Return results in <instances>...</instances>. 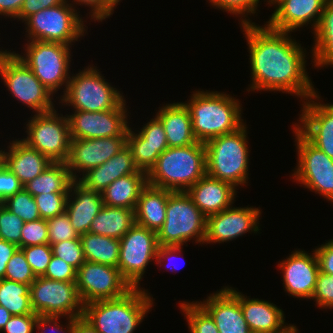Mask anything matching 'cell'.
<instances>
[{"instance_id": "6da1fadb", "label": "cell", "mask_w": 333, "mask_h": 333, "mask_svg": "<svg viewBox=\"0 0 333 333\" xmlns=\"http://www.w3.org/2000/svg\"><path fill=\"white\" fill-rule=\"evenodd\" d=\"M262 26L256 23L241 26L250 54L252 82L247 91H281L296 95L300 101L307 100L317 91L307 75L306 49L292 40L291 32L274 30L267 24Z\"/></svg>"}, {"instance_id": "7a4b0ae2", "label": "cell", "mask_w": 333, "mask_h": 333, "mask_svg": "<svg viewBox=\"0 0 333 333\" xmlns=\"http://www.w3.org/2000/svg\"><path fill=\"white\" fill-rule=\"evenodd\" d=\"M185 104L191 114L193 134L198 142L204 144L246 124L239 99L224 92L193 91Z\"/></svg>"}, {"instance_id": "3957f363", "label": "cell", "mask_w": 333, "mask_h": 333, "mask_svg": "<svg viewBox=\"0 0 333 333\" xmlns=\"http://www.w3.org/2000/svg\"><path fill=\"white\" fill-rule=\"evenodd\" d=\"M143 288L125 295L84 305L83 317L98 333H134L153 306V296Z\"/></svg>"}, {"instance_id": "277c9868", "label": "cell", "mask_w": 333, "mask_h": 333, "mask_svg": "<svg viewBox=\"0 0 333 333\" xmlns=\"http://www.w3.org/2000/svg\"><path fill=\"white\" fill-rule=\"evenodd\" d=\"M206 174L205 144L197 142L164 150L147 173V183L173 192H186Z\"/></svg>"}, {"instance_id": "5b68a950", "label": "cell", "mask_w": 333, "mask_h": 333, "mask_svg": "<svg viewBox=\"0 0 333 333\" xmlns=\"http://www.w3.org/2000/svg\"><path fill=\"white\" fill-rule=\"evenodd\" d=\"M247 126L205 143L206 173L235 188L248 183L249 147Z\"/></svg>"}, {"instance_id": "8992f818", "label": "cell", "mask_w": 333, "mask_h": 333, "mask_svg": "<svg viewBox=\"0 0 333 333\" xmlns=\"http://www.w3.org/2000/svg\"><path fill=\"white\" fill-rule=\"evenodd\" d=\"M96 66L93 65L69 78L65 93L60 99L64 106H72L73 111L98 112L116 109L125 99L108 83Z\"/></svg>"}, {"instance_id": "52a82bcc", "label": "cell", "mask_w": 333, "mask_h": 333, "mask_svg": "<svg viewBox=\"0 0 333 333\" xmlns=\"http://www.w3.org/2000/svg\"><path fill=\"white\" fill-rule=\"evenodd\" d=\"M206 218L186 192H172L165 222L157 232L159 246H183L192 239L204 244Z\"/></svg>"}, {"instance_id": "ba28073f", "label": "cell", "mask_w": 333, "mask_h": 333, "mask_svg": "<svg viewBox=\"0 0 333 333\" xmlns=\"http://www.w3.org/2000/svg\"><path fill=\"white\" fill-rule=\"evenodd\" d=\"M79 13L68 0H65L55 7L40 10L29 16L24 21L27 25L25 32L28 41L59 42L72 46L71 43L78 41L87 31Z\"/></svg>"}, {"instance_id": "9c48e42d", "label": "cell", "mask_w": 333, "mask_h": 333, "mask_svg": "<svg viewBox=\"0 0 333 333\" xmlns=\"http://www.w3.org/2000/svg\"><path fill=\"white\" fill-rule=\"evenodd\" d=\"M25 53H16L25 64L33 71V74L52 93L63 89L64 93L71 77L70 45L59 42L27 41Z\"/></svg>"}, {"instance_id": "30bf717a", "label": "cell", "mask_w": 333, "mask_h": 333, "mask_svg": "<svg viewBox=\"0 0 333 333\" xmlns=\"http://www.w3.org/2000/svg\"><path fill=\"white\" fill-rule=\"evenodd\" d=\"M26 124L27 138L21 139L52 162H66L70 151V130L67 116L53 111L34 113Z\"/></svg>"}, {"instance_id": "8fae6325", "label": "cell", "mask_w": 333, "mask_h": 333, "mask_svg": "<svg viewBox=\"0 0 333 333\" xmlns=\"http://www.w3.org/2000/svg\"><path fill=\"white\" fill-rule=\"evenodd\" d=\"M297 166L292 178L333 203V159L313 145L295 126Z\"/></svg>"}, {"instance_id": "7c38bea8", "label": "cell", "mask_w": 333, "mask_h": 333, "mask_svg": "<svg viewBox=\"0 0 333 333\" xmlns=\"http://www.w3.org/2000/svg\"><path fill=\"white\" fill-rule=\"evenodd\" d=\"M4 86L18 101L32 112L45 113L54 110L53 94L33 74V71L13 51L0 66Z\"/></svg>"}, {"instance_id": "4fadbf2b", "label": "cell", "mask_w": 333, "mask_h": 333, "mask_svg": "<svg viewBox=\"0 0 333 333\" xmlns=\"http://www.w3.org/2000/svg\"><path fill=\"white\" fill-rule=\"evenodd\" d=\"M30 299L37 315L79 318L84 313V304L78 294L76 282L37 276L30 285Z\"/></svg>"}, {"instance_id": "5bb4252c", "label": "cell", "mask_w": 333, "mask_h": 333, "mask_svg": "<svg viewBox=\"0 0 333 333\" xmlns=\"http://www.w3.org/2000/svg\"><path fill=\"white\" fill-rule=\"evenodd\" d=\"M157 233L134 224L120 239L118 269L132 288H139L147 265L158 252Z\"/></svg>"}, {"instance_id": "9a60e30c", "label": "cell", "mask_w": 333, "mask_h": 333, "mask_svg": "<svg viewBox=\"0 0 333 333\" xmlns=\"http://www.w3.org/2000/svg\"><path fill=\"white\" fill-rule=\"evenodd\" d=\"M76 286L82 303L115 299L132 289L118 267L85 261L76 273Z\"/></svg>"}, {"instance_id": "2e32d148", "label": "cell", "mask_w": 333, "mask_h": 333, "mask_svg": "<svg viewBox=\"0 0 333 333\" xmlns=\"http://www.w3.org/2000/svg\"><path fill=\"white\" fill-rule=\"evenodd\" d=\"M124 100L116 109L87 112L75 111L66 114L71 139H93L127 136L128 116Z\"/></svg>"}, {"instance_id": "e0dca14e", "label": "cell", "mask_w": 333, "mask_h": 333, "mask_svg": "<svg viewBox=\"0 0 333 333\" xmlns=\"http://www.w3.org/2000/svg\"><path fill=\"white\" fill-rule=\"evenodd\" d=\"M261 209L258 207H233L206 218L204 243L232 241L247 232L257 233ZM251 230V231H250Z\"/></svg>"}, {"instance_id": "ac0fdd59", "label": "cell", "mask_w": 333, "mask_h": 333, "mask_svg": "<svg viewBox=\"0 0 333 333\" xmlns=\"http://www.w3.org/2000/svg\"><path fill=\"white\" fill-rule=\"evenodd\" d=\"M127 145V136L71 139L67 168L74 180L78 174L102 165ZM78 173V174H77Z\"/></svg>"}, {"instance_id": "d6986e66", "label": "cell", "mask_w": 333, "mask_h": 333, "mask_svg": "<svg viewBox=\"0 0 333 333\" xmlns=\"http://www.w3.org/2000/svg\"><path fill=\"white\" fill-rule=\"evenodd\" d=\"M319 96L316 92L306 101H302L304 103L299 122L293 126L313 145L333 159V104L320 103Z\"/></svg>"}, {"instance_id": "ffe728a7", "label": "cell", "mask_w": 333, "mask_h": 333, "mask_svg": "<svg viewBox=\"0 0 333 333\" xmlns=\"http://www.w3.org/2000/svg\"><path fill=\"white\" fill-rule=\"evenodd\" d=\"M278 267L283 274V287L295 298H312L320 272L315 251L310 255L305 250L292 251L288 258L280 261Z\"/></svg>"}, {"instance_id": "44dd1931", "label": "cell", "mask_w": 333, "mask_h": 333, "mask_svg": "<svg viewBox=\"0 0 333 333\" xmlns=\"http://www.w3.org/2000/svg\"><path fill=\"white\" fill-rule=\"evenodd\" d=\"M326 0H270L274 5L267 25L278 31L293 32L312 24L314 31L319 23ZM313 22V23H312Z\"/></svg>"}, {"instance_id": "7402d4cb", "label": "cell", "mask_w": 333, "mask_h": 333, "mask_svg": "<svg viewBox=\"0 0 333 333\" xmlns=\"http://www.w3.org/2000/svg\"><path fill=\"white\" fill-rule=\"evenodd\" d=\"M213 318L219 333H251L239 302V291L226 286L198 302Z\"/></svg>"}, {"instance_id": "603a6c76", "label": "cell", "mask_w": 333, "mask_h": 333, "mask_svg": "<svg viewBox=\"0 0 333 333\" xmlns=\"http://www.w3.org/2000/svg\"><path fill=\"white\" fill-rule=\"evenodd\" d=\"M7 148L9 149L7 152L0 150V161L19 179L23 186L53 163L37 149L31 148L19 139L10 142Z\"/></svg>"}, {"instance_id": "cb8c5ba5", "label": "cell", "mask_w": 333, "mask_h": 333, "mask_svg": "<svg viewBox=\"0 0 333 333\" xmlns=\"http://www.w3.org/2000/svg\"><path fill=\"white\" fill-rule=\"evenodd\" d=\"M236 190L231 184L206 174L186 193L201 212L208 217L231 207L234 204Z\"/></svg>"}, {"instance_id": "d4e9b609", "label": "cell", "mask_w": 333, "mask_h": 333, "mask_svg": "<svg viewBox=\"0 0 333 333\" xmlns=\"http://www.w3.org/2000/svg\"><path fill=\"white\" fill-rule=\"evenodd\" d=\"M132 153L126 145L122 150L102 165L87 170L76 181L84 188L102 193L112 182L120 177L137 173Z\"/></svg>"}, {"instance_id": "484cf974", "label": "cell", "mask_w": 333, "mask_h": 333, "mask_svg": "<svg viewBox=\"0 0 333 333\" xmlns=\"http://www.w3.org/2000/svg\"><path fill=\"white\" fill-rule=\"evenodd\" d=\"M103 206L100 192L88 190L76 180L71 184L65 212L79 236L89 232L92 221Z\"/></svg>"}, {"instance_id": "4316f807", "label": "cell", "mask_w": 333, "mask_h": 333, "mask_svg": "<svg viewBox=\"0 0 333 333\" xmlns=\"http://www.w3.org/2000/svg\"><path fill=\"white\" fill-rule=\"evenodd\" d=\"M239 302L251 332L280 333L290 327L285 324L283 310L267 300L250 299L239 292Z\"/></svg>"}, {"instance_id": "83f0119b", "label": "cell", "mask_w": 333, "mask_h": 333, "mask_svg": "<svg viewBox=\"0 0 333 333\" xmlns=\"http://www.w3.org/2000/svg\"><path fill=\"white\" fill-rule=\"evenodd\" d=\"M155 116L163 124L168 147H185L198 142L193 134L191 114L185 102L166 104Z\"/></svg>"}, {"instance_id": "f1b7e54d", "label": "cell", "mask_w": 333, "mask_h": 333, "mask_svg": "<svg viewBox=\"0 0 333 333\" xmlns=\"http://www.w3.org/2000/svg\"><path fill=\"white\" fill-rule=\"evenodd\" d=\"M172 192L147 184L137 200L135 223L157 233L165 222L168 196Z\"/></svg>"}, {"instance_id": "f546056e", "label": "cell", "mask_w": 333, "mask_h": 333, "mask_svg": "<svg viewBox=\"0 0 333 333\" xmlns=\"http://www.w3.org/2000/svg\"><path fill=\"white\" fill-rule=\"evenodd\" d=\"M147 184V173L141 170L120 177L101 193L103 203L135 210L140 193Z\"/></svg>"}, {"instance_id": "4dcf8cb0", "label": "cell", "mask_w": 333, "mask_h": 333, "mask_svg": "<svg viewBox=\"0 0 333 333\" xmlns=\"http://www.w3.org/2000/svg\"><path fill=\"white\" fill-rule=\"evenodd\" d=\"M134 224L133 209L104 205L92 221L89 232L120 240Z\"/></svg>"}, {"instance_id": "1f68e13d", "label": "cell", "mask_w": 333, "mask_h": 333, "mask_svg": "<svg viewBox=\"0 0 333 333\" xmlns=\"http://www.w3.org/2000/svg\"><path fill=\"white\" fill-rule=\"evenodd\" d=\"M312 34L315 36L311 51L314 67L333 66V0H326L319 23Z\"/></svg>"}, {"instance_id": "d6a6232c", "label": "cell", "mask_w": 333, "mask_h": 333, "mask_svg": "<svg viewBox=\"0 0 333 333\" xmlns=\"http://www.w3.org/2000/svg\"><path fill=\"white\" fill-rule=\"evenodd\" d=\"M74 181L66 162H53L23 188L32 196L48 193H69L70 186Z\"/></svg>"}, {"instance_id": "836d02e7", "label": "cell", "mask_w": 333, "mask_h": 333, "mask_svg": "<svg viewBox=\"0 0 333 333\" xmlns=\"http://www.w3.org/2000/svg\"><path fill=\"white\" fill-rule=\"evenodd\" d=\"M87 261L118 267L120 240L87 232L80 235Z\"/></svg>"}, {"instance_id": "e575fe53", "label": "cell", "mask_w": 333, "mask_h": 333, "mask_svg": "<svg viewBox=\"0 0 333 333\" xmlns=\"http://www.w3.org/2000/svg\"><path fill=\"white\" fill-rule=\"evenodd\" d=\"M0 306L12 315L33 314L30 299V285L8 279L0 280Z\"/></svg>"}, {"instance_id": "d590c367", "label": "cell", "mask_w": 333, "mask_h": 333, "mask_svg": "<svg viewBox=\"0 0 333 333\" xmlns=\"http://www.w3.org/2000/svg\"><path fill=\"white\" fill-rule=\"evenodd\" d=\"M127 146L131 150L135 166L145 173L149 172L160 156L157 148L146 144V139L139 132L134 133L131 127L127 131Z\"/></svg>"}, {"instance_id": "8d00e7d4", "label": "cell", "mask_w": 333, "mask_h": 333, "mask_svg": "<svg viewBox=\"0 0 333 333\" xmlns=\"http://www.w3.org/2000/svg\"><path fill=\"white\" fill-rule=\"evenodd\" d=\"M179 303V307L187 319L190 333H219L213 318L198 301Z\"/></svg>"}, {"instance_id": "74e56055", "label": "cell", "mask_w": 333, "mask_h": 333, "mask_svg": "<svg viewBox=\"0 0 333 333\" xmlns=\"http://www.w3.org/2000/svg\"><path fill=\"white\" fill-rule=\"evenodd\" d=\"M2 204L24 222L41 218L34 197L24 188L8 197Z\"/></svg>"}, {"instance_id": "f35d334b", "label": "cell", "mask_w": 333, "mask_h": 333, "mask_svg": "<svg viewBox=\"0 0 333 333\" xmlns=\"http://www.w3.org/2000/svg\"><path fill=\"white\" fill-rule=\"evenodd\" d=\"M5 279L18 283L31 285L36 279L31 266L28 264L23 251L18 248L10 260L7 262Z\"/></svg>"}, {"instance_id": "ab89813d", "label": "cell", "mask_w": 333, "mask_h": 333, "mask_svg": "<svg viewBox=\"0 0 333 333\" xmlns=\"http://www.w3.org/2000/svg\"><path fill=\"white\" fill-rule=\"evenodd\" d=\"M24 221L0 204V239L21 248V230Z\"/></svg>"}, {"instance_id": "60d3db41", "label": "cell", "mask_w": 333, "mask_h": 333, "mask_svg": "<svg viewBox=\"0 0 333 333\" xmlns=\"http://www.w3.org/2000/svg\"><path fill=\"white\" fill-rule=\"evenodd\" d=\"M69 193H48L33 196L42 219H50L66 210Z\"/></svg>"}, {"instance_id": "b9f144b4", "label": "cell", "mask_w": 333, "mask_h": 333, "mask_svg": "<svg viewBox=\"0 0 333 333\" xmlns=\"http://www.w3.org/2000/svg\"><path fill=\"white\" fill-rule=\"evenodd\" d=\"M210 1L212 7L219 8L227 13H230L232 15H236L240 17V26L242 24H249V23H255L249 20V17L247 15H254L258 11V3L260 0H208ZM245 17H248V19H243Z\"/></svg>"}, {"instance_id": "7bdbcfd3", "label": "cell", "mask_w": 333, "mask_h": 333, "mask_svg": "<svg viewBox=\"0 0 333 333\" xmlns=\"http://www.w3.org/2000/svg\"><path fill=\"white\" fill-rule=\"evenodd\" d=\"M46 222L48 228L47 231L49 237V244L51 246L58 242L76 239L80 237L73 228L70 218L68 217L66 212L47 219Z\"/></svg>"}, {"instance_id": "ee69618b", "label": "cell", "mask_w": 333, "mask_h": 333, "mask_svg": "<svg viewBox=\"0 0 333 333\" xmlns=\"http://www.w3.org/2000/svg\"><path fill=\"white\" fill-rule=\"evenodd\" d=\"M53 255L63 259L76 270L86 261L80 237L53 244Z\"/></svg>"}, {"instance_id": "f6af8a7d", "label": "cell", "mask_w": 333, "mask_h": 333, "mask_svg": "<svg viewBox=\"0 0 333 333\" xmlns=\"http://www.w3.org/2000/svg\"><path fill=\"white\" fill-rule=\"evenodd\" d=\"M35 276H43L53 256L50 244L34 245L20 248Z\"/></svg>"}, {"instance_id": "bcb514c9", "label": "cell", "mask_w": 333, "mask_h": 333, "mask_svg": "<svg viewBox=\"0 0 333 333\" xmlns=\"http://www.w3.org/2000/svg\"><path fill=\"white\" fill-rule=\"evenodd\" d=\"M46 219L25 222L21 230V247L49 244Z\"/></svg>"}, {"instance_id": "7dc6e473", "label": "cell", "mask_w": 333, "mask_h": 333, "mask_svg": "<svg viewBox=\"0 0 333 333\" xmlns=\"http://www.w3.org/2000/svg\"><path fill=\"white\" fill-rule=\"evenodd\" d=\"M145 139L150 147L157 148L161 154L168 148L165 130L161 121L155 116L146 123L140 131L137 130Z\"/></svg>"}, {"instance_id": "c3c4849f", "label": "cell", "mask_w": 333, "mask_h": 333, "mask_svg": "<svg viewBox=\"0 0 333 333\" xmlns=\"http://www.w3.org/2000/svg\"><path fill=\"white\" fill-rule=\"evenodd\" d=\"M316 301L318 308H333V275L321 271L318 273L316 288L311 298Z\"/></svg>"}, {"instance_id": "681fc988", "label": "cell", "mask_w": 333, "mask_h": 333, "mask_svg": "<svg viewBox=\"0 0 333 333\" xmlns=\"http://www.w3.org/2000/svg\"><path fill=\"white\" fill-rule=\"evenodd\" d=\"M77 270L63 259L52 256L43 277L50 280L76 282Z\"/></svg>"}, {"instance_id": "f907efd6", "label": "cell", "mask_w": 333, "mask_h": 333, "mask_svg": "<svg viewBox=\"0 0 333 333\" xmlns=\"http://www.w3.org/2000/svg\"><path fill=\"white\" fill-rule=\"evenodd\" d=\"M60 317L62 316L38 315L35 321V329L39 330V333H47L46 330L49 326L48 329L50 328L54 333H74V318L66 317L68 324L65 326L66 330H64V325L58 322Z\"/></svg>"}, {"instance_id": "816d5d0a", "label": "cell", "mask_w": 333, "mask_h": 333, "mask_svg": "<svg viewBox=\"0 0 333 333\" xmlns=\"http://www.w3.org/2000/svg\"><path fill=\"white\" fill-rule=\"evenodd\" d=\"M23 187L19 179L0 161V202L16 194Z\"/></svg>"}, {"instance_id": "f5cc1de1", "label": "cell", "mask_w": 333, "mask_h": 333, "mask_svg": "<svg viewBox=\"0 0 333 333\" xmlns=\"http://www.w3.org/2000/svg\"><path fill=\"white\" fill-rule=\"evenodd\" d=\"M37 314L13 315L2 329L4 333H33Z\"/></svg>"}, {"instance_id": "db71d44e", "label": "cell", "mask_w": 333, "mask_h": 333, "mask_svg": "<svg viewBox=\"0 0 333 333\" xmlns=\"http://www.w3.org/2000/svg\"><path fill=\"white\" fill-rule=\"evenodd\" d=\"M65 0H24L19 15L15 18L24 22L29 16L39 12L40 10L55 7Z\"/></svg>"}, {"instance_id": "11a10c76", "label": "cell", "mask_w": 333, "mask_h": 333, "mask_svg": "<svg viewBox=\"0 0 333 333\" xmlns=\"http://www.w3.org/2000/svg\"><path fill=\"white\" fill-rule=\"evenodd\" d=\"M315 248L319 269L322 273L333 275V239Z\"/></svg>"}, {"instance_id": "9f6ffc18", "label": "cell", "mask_w": 333, "mask_h": 333, "mask_svg": "<svg viewBox=\"0 0 333 333\" xmlns=\"http://www.w3.org/2000/svg\"><path fill=\"white\" fill-rule=\"evenodd\" d=\"M70 4L73 7L75 4L86 5L87 7L89 6V8L91 7L89 13L91 16L90 20L92 19L94 21L102 22L106 19V0H73Z\"/></svg>"}, {"instance_id": "6f0895ef", "label": "cell", "mask_w": 333, "mask_h": 333, "mask_svg": "<svg viewBox=\"0 0 333 333\" xmlns=\"http://www.w3.org/2000/svg\"><path fill=\"white\" fill-rule=\"evenodd\" d=\"M182 247L183 246H159L158 247V252H157V256L155 259V262L157 265H163L162 263L165 261H169V259L171 260V258H174L175 256L178 258V254L182 251ZM164 259V260H163ZM172 268V272L173 271H178L177 267L175 265H171V267L166 268L167 270H171Z\"/></svg>"}, {"instance_id": "680465c9", "label": "cell", "mask_w": 333, "mask_h": 333, "mask_svg": "<svg viewBox=\"0 0 333 333\" xmlns=\"http://www.w3.org/2000/svg\"><path fill=\"white\" fill-rule=\"evenodd\" d=\"M18 248L16 244L0 239V280L5 276L7 262Z\"/></svg>"}, {"instance_id": "91938a15", "label": "cell", "mask_w": 333, "mask_h": 333, "mask_svg": "<svg viewBox=\"0 0 333 333\" xmlns=\"http://www.w3.org/2000/svg\"><path fill=\"white\" fill-rule=\"evenodd\" d=\"M24 0H0V15L15 19L23 6Z\"/></svg>"}, {"instance_id": "94428289", "label": "cell", "mask_w": 333, "mask_h": 333, "mask_svg": "<svg viewBox=\"0 0 333 333\" xmlns=\"http://www.w3.org/2000/svg\"><path fill=\"white\" fill-rule=\"evenodd\" d=\"M74 333H98L83 316L74 318Z\"/></svg>"}, {"instance_id": "6125c7cd", "label": "cell", "mask_w": 333, "mask_h": 333, "mask_svg": "<svg viewBox=\"0 0 333 333\" xmlns=\"http://www.w3.org/2000/svg\"><path fill=\"white\" fill-rule=\"evenodd\" d=\"M13 315L3 306H0V332Z\"/></svg>"}, {"instance_id": "be15d7a7", "label": "cell", "mask_w": 333, "mask_h": 333, "mask_svg": "<svg viewBox=\"0 0 333 333\" xmlns=\"http://www.w3.org/2000/svg\"><path fill=\"white\" fill-rule=\"evenodd\" d=\"M121 0H106V18L110 17L114 11V8Z\"/></svg>"}, {"instance_id": "e7e4bbea", "label": "cell", "mask_w": 333, "mask_h": 333, "mask_svg": "<svg viewBox=\"0 0 333 333\" xmlns=\"http://www.w3.org/2000/svg\"><path fill=\"white\" fill-rule=\"evenodd\" d=\"M12 52H9L7 50L3 51L0 50V66L4 63L5 59L11 54Z\"/></svg>"}, {"instance_id": "03108f58", "label": "cell", "mask_w": 333, "mask_h": 333, "mask_svg": "<svg viewBox=\"0 0 333 333\" xmlns=\"http://www.w3.org/2000/svg\"><path fill=\"white\" fill-rule=\"evenodd\" d=\"M280 333H298V329H297L296 325L290 324V327L288 329H286L284 332H280Z\"/></svg>"}, {"instance_id": "003e7915", "label": "cell", "mask_w": 333, "mask_h": 333, "mask_svg": "<svg viewBox=\"0 0 333 333\" xmlns=\"http://www.w3.org/2000/svg\"><path fill=\"white\" fill-rule=\"evenodd\" d=\"M251 333H268V332H260V331H258V332H251Z\"/></svg>"}]
</instances>
